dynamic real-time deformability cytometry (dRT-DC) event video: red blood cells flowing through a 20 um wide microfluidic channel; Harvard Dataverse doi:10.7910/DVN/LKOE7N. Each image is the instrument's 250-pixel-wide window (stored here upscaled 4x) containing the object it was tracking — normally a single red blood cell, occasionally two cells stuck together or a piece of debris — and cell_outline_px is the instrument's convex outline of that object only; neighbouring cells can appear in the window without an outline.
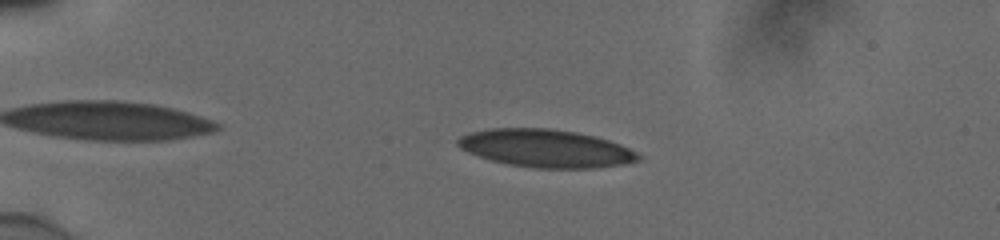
{"species": "human", "species_latin": "Homo sapiens", "temperature_condition": "cold", "stored_images_in_passage": 48, "camera_frame_rate_fps": 3000, "um_per_image_px": 0.085, "donor": {"sex": "male"}, "frame": {"image": 1, "passage_image": 7, "time_ms": 2.0, "image_size_px": [1000, 240], "cell_outline_px": [[644, 156], [640, 160], [620, 164], [592, 168], [536, 168], [508, 164], [492, 160], [468, 152], [460, 148], [456, 144], [456, 140], [460, 136], [472, 132], [492, 128], [548, 128], [576, 132], [608, 140], [620, 144]], "centroid_in_image_um": [46.39, 12.61], "position_along_channel_um": 38.6, "area_um2": 39.54}}
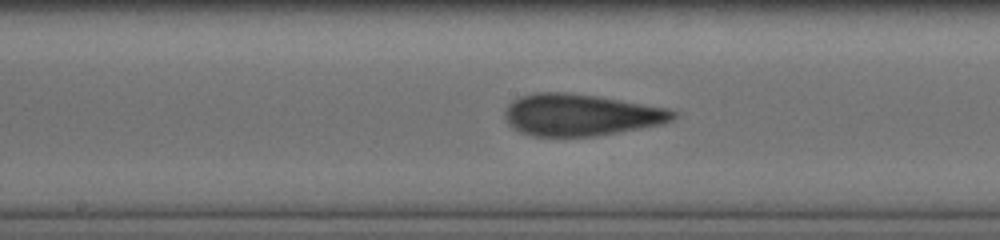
{"frame": {"image": 2, "passage_image": 24, "time_ms": 7.667, "image_size_px": [1000, 240], "cell_outline_px": [[676, 116], [672, 120], [664, 124], [596, 136], [532, 136], [520, 132], [512, 128], [508, 124], [504, 116], [504, 112], [508, 104], [512, 100], [520, 96], [536, 92], [564, 92], [596, 96], [668, 108], [676, 112]], "centroid_in_image_um": [49.33, 9.77], "position_along_channel_um": 198.9, "area_um2": 41.1}}
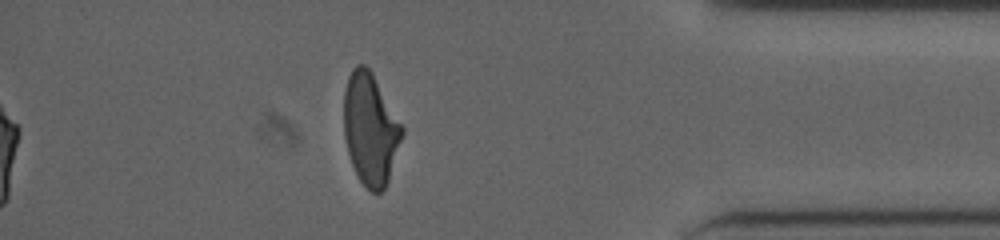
{"frame": {"image": 3, "passage_image": 42, "time_ms": 13.667, "image_size_px": [1000, 240], "cell_outline_px": [[404, 132], [388, 180], [384, 188], [380, 192], [372, 192], [360, 180], [352, 164], [348, 152], [344, 136], [344, 88], [348, 76], [352, 68], [356, 64], [364, 64], [372, 72], [404, 124]], "centroid_in_image_um": [31.49, 10.91], "position_along_channel_um": 403.7, "area_um2": 38.09}, "authors_computed_cell_mechanics": {"area_um2": 39.7664, "velocity_mm_per_s": 3.8762, "shape_relaxation_time_tau1_ms": 8.6584, "shape_relaxation_time_tau2_ms": 1.2573, "deformation_change_tau1": 0.2194, "deformation_change_tau2": 0.1104}}